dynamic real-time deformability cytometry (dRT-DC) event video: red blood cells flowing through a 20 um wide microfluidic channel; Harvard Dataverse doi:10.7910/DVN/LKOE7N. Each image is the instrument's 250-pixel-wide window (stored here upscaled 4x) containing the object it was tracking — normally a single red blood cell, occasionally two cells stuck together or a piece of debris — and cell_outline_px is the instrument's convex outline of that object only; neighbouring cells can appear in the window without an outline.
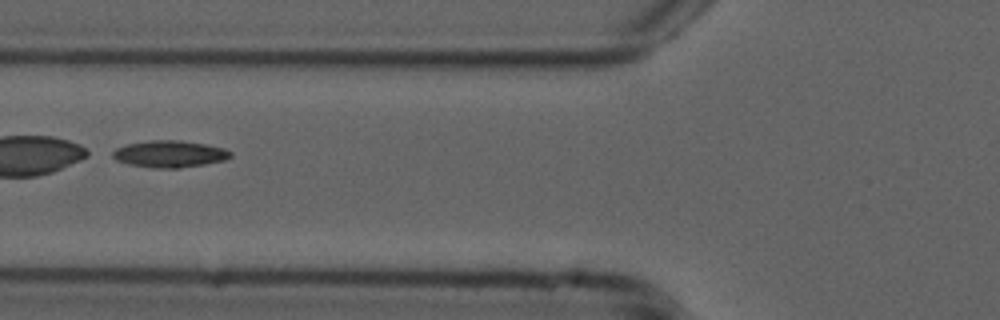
{"species": "common noctule bat (a hibernating species)", "species_latin": "Nyctalus noctula", "temperature_condition": "cold", "stored_images_in_passage": 54, "camera_frame_rate_fps": 3000, "um_per_image_px": 0.085, "animal": {"sex": "male", "forearm_length_mm": 52.5}, "frame": {"image": 1, "passage_image": 21, "time_ms": 6.667, "image_size_px": [1000, 320], "cell_outline_px": [[232, 156], [224, 160], [204, 164], [180, 168], [152, 168], [128, 164], [116, 160], [112, 156], [112, 152], [116, 148], [128, 144], [152, 140], [180, 140], [204, 144], [224, 148], [232, 152]], "centroid_in_image_um": [14.41, 13.09], "position_along_channel_um": 111.4, "area_um2": 18.38}}
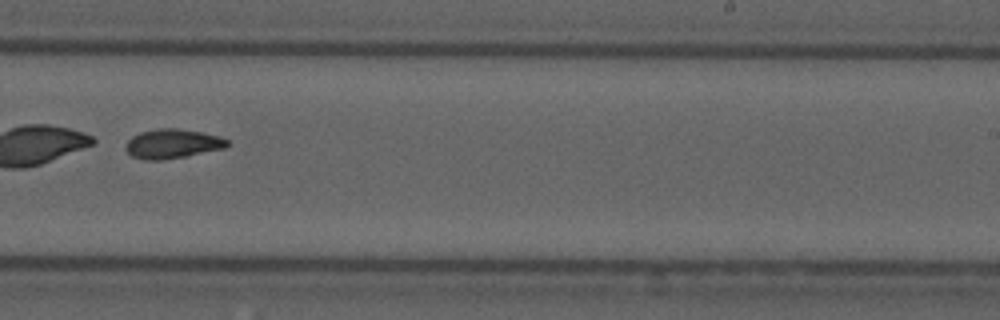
{"frame": {"image": 2, "passage_image": 34, "time_ms": 11.0, "image_size_px": [1000, 320], "cell_outline_px": [[228, 144], [224, 148], [188, 156], [160, 160], [144, 160], [132, 156], [124, 148], [128, 140], [132, 136], [140, 132], [160, 128], [176, 128], [204, 132], [220, 136], [228, 140]], "centroid_in_image_um": [14.66, 12.22], "position_along_channel_um": 274.3, "area_um2": 17.46}}